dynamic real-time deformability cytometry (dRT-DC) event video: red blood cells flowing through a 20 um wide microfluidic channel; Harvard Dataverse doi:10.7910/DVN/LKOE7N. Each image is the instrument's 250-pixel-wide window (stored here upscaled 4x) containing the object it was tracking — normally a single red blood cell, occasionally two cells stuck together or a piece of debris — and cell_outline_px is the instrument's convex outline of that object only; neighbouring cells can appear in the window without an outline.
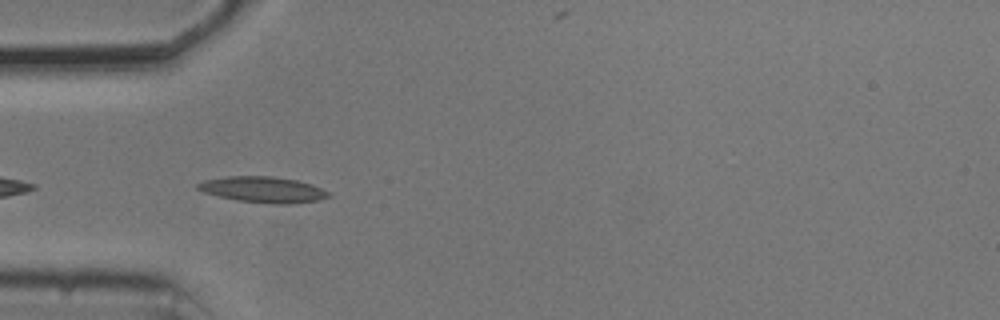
{"species": "common noctule bat (a hibernating species)", "species_latin": "Nyctalus noctula", "temperature_condition": "cold", "stored_images_in_passage": 10, "camera_frame_rate_fps": 3000, "um_per_image_px": 0.085, "animal": {"sex": "male", "body_mass_g": 20.5, "forearm_length_mm": 52.5}, "frame": {"image": 1, "passage_image": 2, "time_ms": 0.333, "image_size_px": [1000, 320], "cell_outline_px": [[332, 196], [320, 200], [292, 204], [272, 204], [236, 200], [204, 192], [196, 188], [196, 184], [204, 180], [228, 176], [272, 176], [296, 180], [312, 184], [328, 192]], "centroid_in_image_um": [22.38, 16.12], "position_along_channel_um": 62.6, "area_um2": 19.77}}
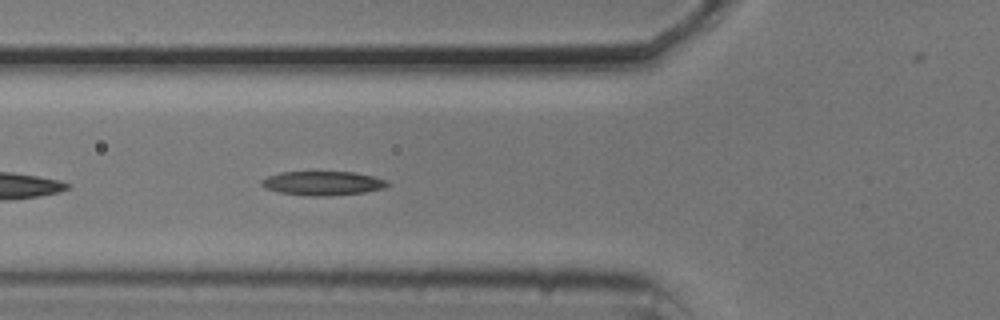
{"frame": {"image": 2, "passage_image": 5, "time_ms": 1.333, "image_size_px": [1000, 320], "cell_outline_px": [[388, 184], [384, 188], [364, 192], [328, 196], [308, 196], [280, 192], [264, 188], [260, 184], [260, 180], [268, 176], [280, 172], [356, 172], [388, 180]], "centroid_in_image_um": [27.41, 15.57], "position_along_channel_um": 98.4, "area_um2": 17.69}}